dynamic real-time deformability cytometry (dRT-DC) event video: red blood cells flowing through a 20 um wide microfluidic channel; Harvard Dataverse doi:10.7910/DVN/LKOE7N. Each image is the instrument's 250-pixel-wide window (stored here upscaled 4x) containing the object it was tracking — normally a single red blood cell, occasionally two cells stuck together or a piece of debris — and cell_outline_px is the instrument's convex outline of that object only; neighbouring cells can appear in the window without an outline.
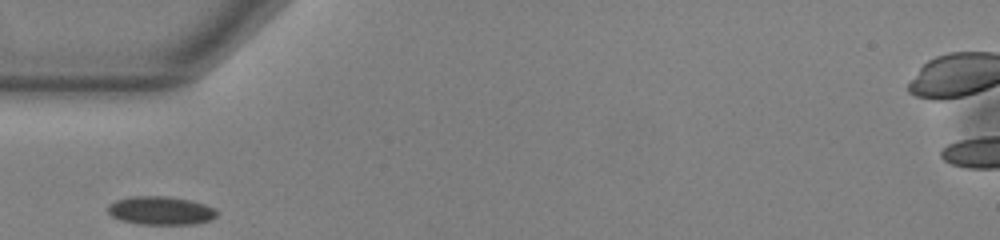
{"species": "common noctule bat (a hibernating species)", "species_latin": "Nyctalus noctula", "temperature_condition": "warm", "stored_images_in_passage": 3, "camera_frame_rate_fps": 3000, "um_per_image_px": 0.085, "animal": {"sex": "male", "body_mass_g": 13.0, "forearm_length_mm": 53.1}, "frame": {"image": 1, "passage_image": 1, "time_ms": 0.0, "image_size_px": [1000, 240], "cell_outline_px": [[220, 212], [212, 220], [196, 224], [136, 224], [120, 220], [112, 216], [108, 212], [108, 204], [116, 200], [132, 196], [168, 196], [192, 200], [204, 204]], "centroid_in_image_um": [13.67, 17.9], "position_along_channel_um": 71.3, "area_um2": 18.26}}